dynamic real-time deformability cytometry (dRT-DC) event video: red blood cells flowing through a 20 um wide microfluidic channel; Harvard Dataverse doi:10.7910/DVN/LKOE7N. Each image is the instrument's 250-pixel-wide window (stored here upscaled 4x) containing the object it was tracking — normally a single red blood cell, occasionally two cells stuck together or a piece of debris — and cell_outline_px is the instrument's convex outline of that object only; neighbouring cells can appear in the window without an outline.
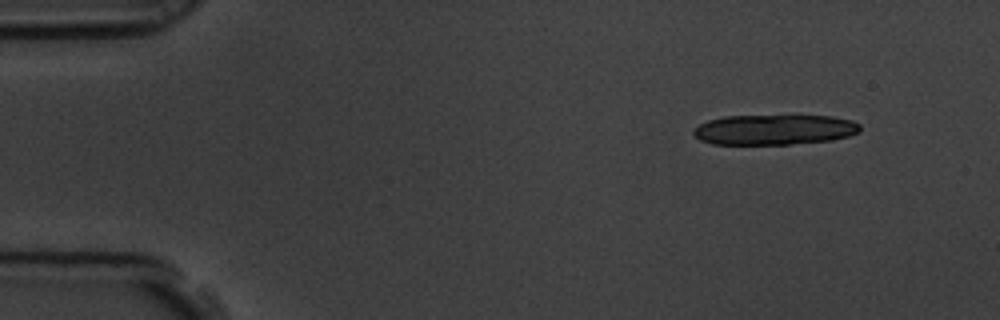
{"species": "common noctule bat (a hibernating species)", "species_latin": "Nyctalus noctula", "temperature_condition": "room temperature", "stored_images_in_passage": 14, "segment_of_instrument_passage": [1, 2], "camera_frame_rate_fps": 3000, "um_per_image_px": 0.085, "animal": {"sex": "male", "body_mass_g": 19.5, "forearm_length_mm": 54.6}, "frame": {"image": 1, "passage_image": 1, "time_ms": 0.0, "image_size_px": [1000, 320], "cell_outline_px": [[860, 132], [848, 136], [832, 140], [788, 144], [712, 144], [700, 140], [692, 132], [692, 128], [708, 120], [724, 116], [792, 112], [832, 116], [852, 120], [860, 124]], "centroid_in_image_um": [65.85, 10.95], "position_along_channel_um": 19.2, "area_um2": 30.92}}